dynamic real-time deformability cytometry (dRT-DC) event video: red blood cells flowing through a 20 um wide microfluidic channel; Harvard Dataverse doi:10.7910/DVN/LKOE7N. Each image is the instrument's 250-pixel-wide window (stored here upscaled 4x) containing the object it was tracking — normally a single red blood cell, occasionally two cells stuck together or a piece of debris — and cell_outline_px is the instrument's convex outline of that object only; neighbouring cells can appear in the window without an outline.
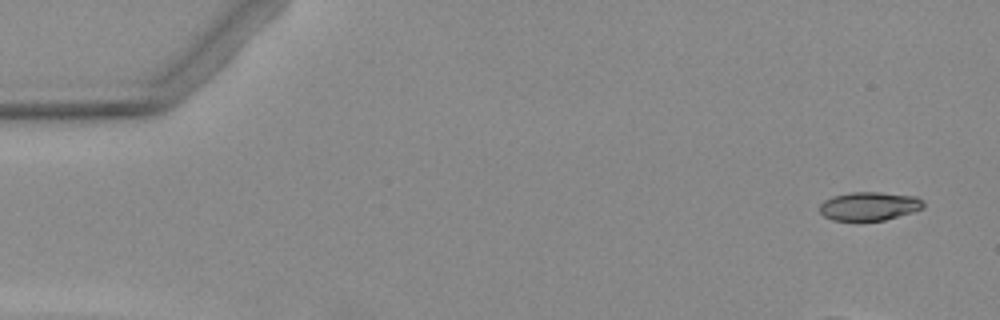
{"species": "Egyptian fruit bat (a non-hibernating species)", "species_latin": "Rousettus aegyptiacus", "temperature_condition": "warm", "stored_images_in_passage": 9, "camera_frame_rate_fps": 3000, "um_per_image_px": 0.085, "animal": {"sex": "female"}, "frame": {"image": 1, "passage_image": 1, "time_ms": 0.0, "image_size_px": [1000, 320], "cell_outline_px": [[924, 208], [912, 212], [884, 220], [832, 220], [824, 216], [820, 212], [820, 204], [824, 200], [832, 196], [852, 192], [880, 192], [916, 196], [924, 200]], "centroid_in_image_um": [73.9, 17.51], "position_along_channel_um": 11.1, "area_um2": 17.28}}
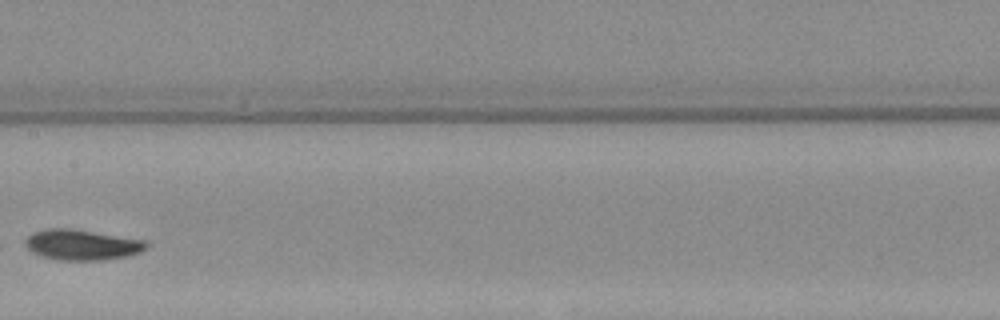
{"frame": {"image": 2, "passage_image": 8, "time_ms": 8.667, "image_size_px": [1000, 320], "cell_outline_px": [[148, 244], [140, 252], [128, 256], [104, 260], [56, 260], [40, 256], [32, 252], [24, 244], [24, 240], [28, 236], [36, 232], [48, 228], [68, 228], [144, 240]], "centroid_in_image_um": [6.92, 20.82], "position_along_channel_um": 200.5, "area_um2": 21.33}}
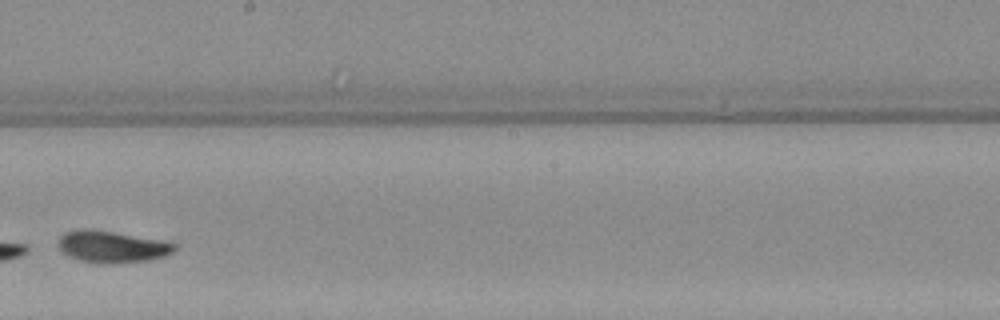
{"frame": {"image": 3, "passage_image": 9, "time_ms": 9.667, "image_size_px": [1000, 320], "cell_outline_px": [[176, 248], [172, 252], [164, 256], [148, 260], [80, 260], [64, 252], [56, 244], [60, 236], [68, 232], [112, 232], [172, 240], [176, 244]], "centroid_in_image_um": [9.67, 20.94], "position_along_channel_um": 238.5, "area_um2": 19.88}}